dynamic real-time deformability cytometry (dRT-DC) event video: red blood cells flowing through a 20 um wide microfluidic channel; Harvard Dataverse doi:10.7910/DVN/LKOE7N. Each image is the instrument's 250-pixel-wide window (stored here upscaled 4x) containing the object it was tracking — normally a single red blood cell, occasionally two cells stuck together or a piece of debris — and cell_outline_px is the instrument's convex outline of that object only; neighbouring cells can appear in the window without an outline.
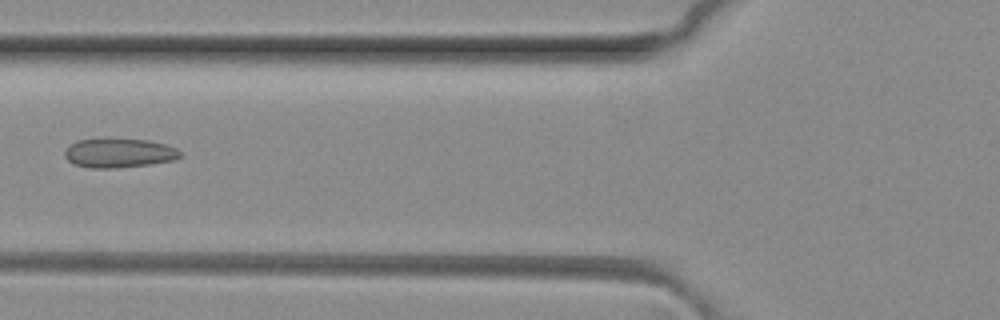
{"species": "common noctule bat (a hibernating species)", "species_latin": "Nyctalus noctula", "temperature_condition": "room temperature", "stored_images_in_passage": 5, "camera_frame_rate_fps": 3000, "um_per_image_px": 0.085, "animal": {"sex": "female", "body_mass_g": 29.2, "forearm_length_mm": 56.3}, "frame": {"image": 1, "passage_image": 4, "time_ms": 1.0, "image_size_px": [1000, 320], "cell_outline_px": [[184, 156], [176, 160], [148, 164], [116, 168], [88, 168], [72, 164], [64, 156], [64, 152], [76, 140], [100, 136], [104, 136], [148, 140], [164, 144], [176, 148]], "centroid_in_image_um": [10.09, 12.97], "position_along_channel_um": 115.7, "area_um2": 20.46}}
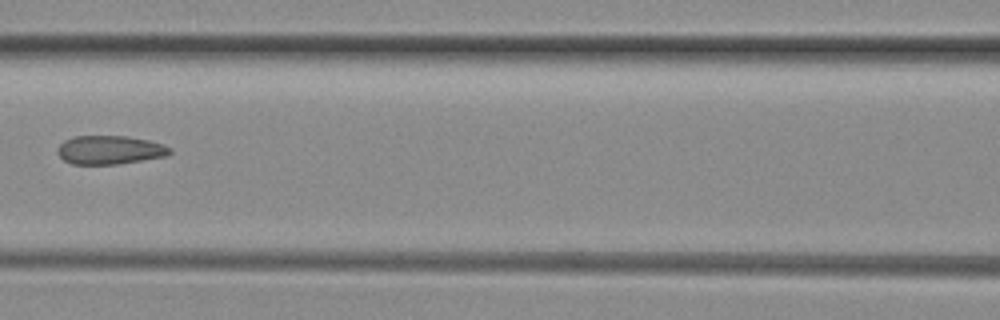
{"frame": {"image": 2, "passage_image": 5, "time_ms": 1.333, "image_size_px": [1000, 320], "cell_outline_px": [[172, 152], [168, 156], [120, 164], [72, 164], [64, 160], [56, 152], [56, 148], [64, 140], [76, 136], [124, 136], [148, 140], [164, 144], [172, 148]], "centroid_in_image_um": [9.35, 12.75], "position_along_channel_um": 157.2, "area_um2": 18.96}}